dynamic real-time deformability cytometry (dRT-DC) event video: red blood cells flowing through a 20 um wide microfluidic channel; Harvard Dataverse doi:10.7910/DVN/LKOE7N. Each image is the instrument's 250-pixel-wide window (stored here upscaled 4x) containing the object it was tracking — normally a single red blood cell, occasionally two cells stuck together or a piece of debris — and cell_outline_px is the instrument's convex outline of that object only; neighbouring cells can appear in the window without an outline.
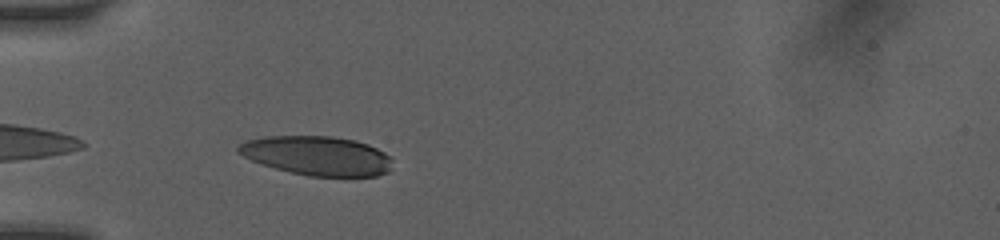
{"species": "human", "species_latin": "Homo sapiens", "temperature_condition": "room temperature", "stored_images_in_passage": 5, "camera_frame_rate_fps": 3000, "um_per_image_px": 0.085, "donor": {"sex": "female"}, "frame": {"image": 1, "passage_image": 4, "time_ms": 0.667, "image_size_px": [1000, 240], "cell_outline_px": [[392, 160], [388, 172], [376, 176], [308, 176], [260, 164], [236, 152], [236, 148], [244, 140], [264, 136], [332, 136], [356, 140], [368, 144], [392, 156]], "centroid_in_image_um": [26.95, 13.22], "position_along_channel_um": 58.1, "area_um2": 35.37}}